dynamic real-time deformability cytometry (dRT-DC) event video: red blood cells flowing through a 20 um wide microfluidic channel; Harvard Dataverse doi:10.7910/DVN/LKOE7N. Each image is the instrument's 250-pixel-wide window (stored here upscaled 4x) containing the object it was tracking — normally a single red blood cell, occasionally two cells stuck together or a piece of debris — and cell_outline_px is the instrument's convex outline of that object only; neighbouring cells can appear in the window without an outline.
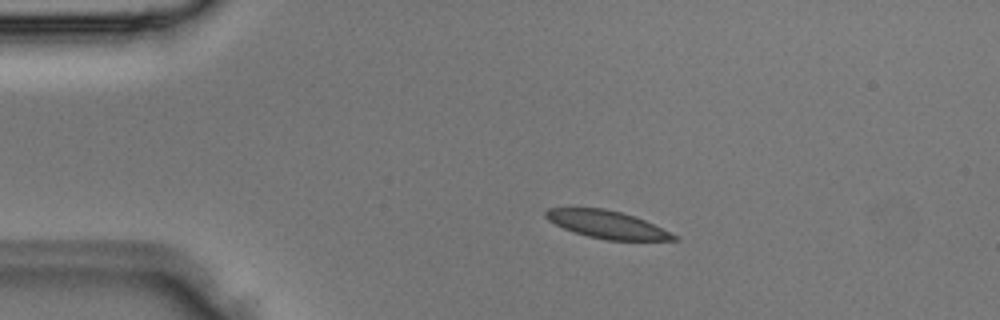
{"species": "Egyptian fruit bat (a non-hibernating species)", "species_latin": "Rousettus aegyptiacus", "temperature_condition": "room temperature", "stored_images_in_passage": 1, "camera_frame_rate_fps": 3000, "um_per_image_px": 0.085, "animal": {"sex": "male"}, "frame": {"image": 1, "passage_image": 1, "time_ms": 0.0, "image_size_px": [1000, 320], "cell_outline_px": [[680, 240], [608, 240], [588, 236], [564, 228], [548, 220], [544, 216], [544, 212], [548, 208], [604, 208], [620, 212], [644, 220], [680, 236]], "centroid_in_image_um": [51.62, 19.08], "position_along_channel_um": 33.4, "area_um2": 20.4}}